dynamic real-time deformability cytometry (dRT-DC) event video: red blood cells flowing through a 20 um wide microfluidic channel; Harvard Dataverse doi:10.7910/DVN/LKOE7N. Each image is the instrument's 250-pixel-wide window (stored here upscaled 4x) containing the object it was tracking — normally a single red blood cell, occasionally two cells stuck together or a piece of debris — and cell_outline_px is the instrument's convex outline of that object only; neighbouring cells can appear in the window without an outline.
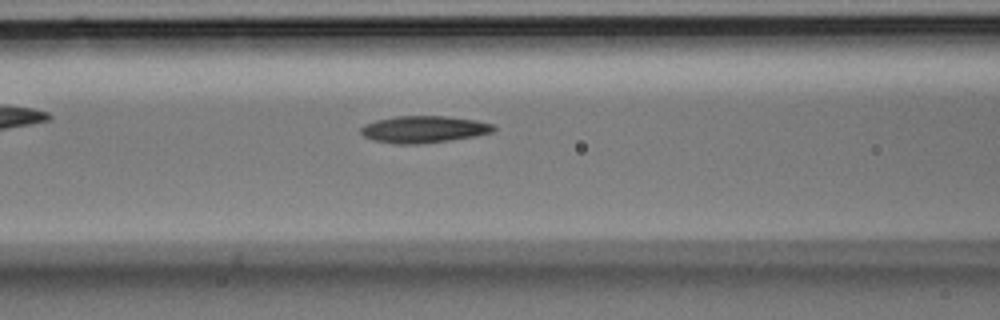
{"species": "Egyptian fruit bat (a non-hibernating species)", "species_latin": "Rousettus aegyptiacus", "temperature_condition": "room temperature", "stored_images_in_passage": 6, "camera_frame_rate_fps": 3000, "um_per_image_px": 0.085, "animal": {"sex": "male"}, "frame": {"image": 1, "passage_image": 6, "time_ms": 1.667, "image_size_px": [1000, 320], "cell_outline_px": [[496, 128], [492, 132], [476, 136], [452, 140], [420, 144], [396, 144], [372, 140], [364, 136], [360, 132], [360, 128], [364, 124], [376, 120], [396, 116], [444, 116], [476, 120], [492, 124]], "centroid_in_image_um": [36.0, 11.0], "position_along_channel_um": 130.6, "area_um2": 20.92}}